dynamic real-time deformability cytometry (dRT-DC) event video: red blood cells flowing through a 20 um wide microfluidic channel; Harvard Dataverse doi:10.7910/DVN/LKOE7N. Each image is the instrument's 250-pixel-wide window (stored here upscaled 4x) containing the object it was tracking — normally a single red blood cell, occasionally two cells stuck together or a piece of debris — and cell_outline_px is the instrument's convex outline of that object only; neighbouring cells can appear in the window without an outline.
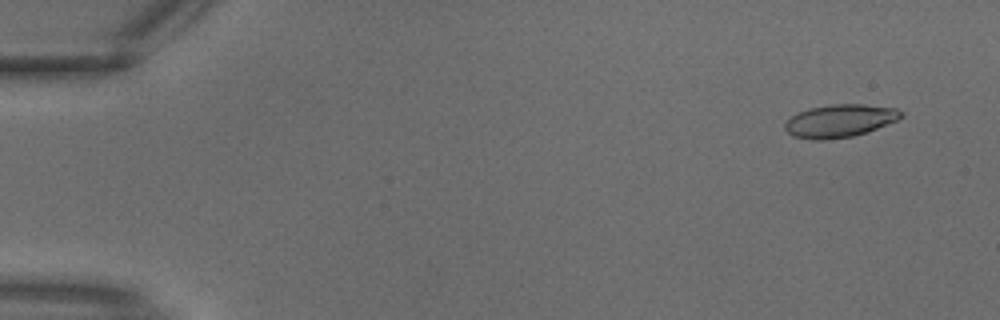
{"species": "common noctule bat (a hibernating species)", "species_latin": "Nyctalus noctula", "temperature_condition": "warm", "stored_images_in_passage": 3, "camera_frame_rate_fps": 3000, "um_per_image_px": 0.085, "animal": {"sex": "male", "body_mass_g": 18.8}, "frame": {"image": 1, "passage_image": 1, "time_ms": 0.0, "image_size_px": [1000, 320], "cell_outline_px": [[904, 116], [896, 120], [876, 128], [852, 136], [820, 140], [812, 140], [792, 136], [784, 128], [784, 124], [792, 116], [808, 108], [832, 104], [864, 104], [896, 108], [904, 112]], "centroid_in_image_um": [71.37, 10.26], "position_along_channel_um": 13.6, "area_um2": 22.02}}
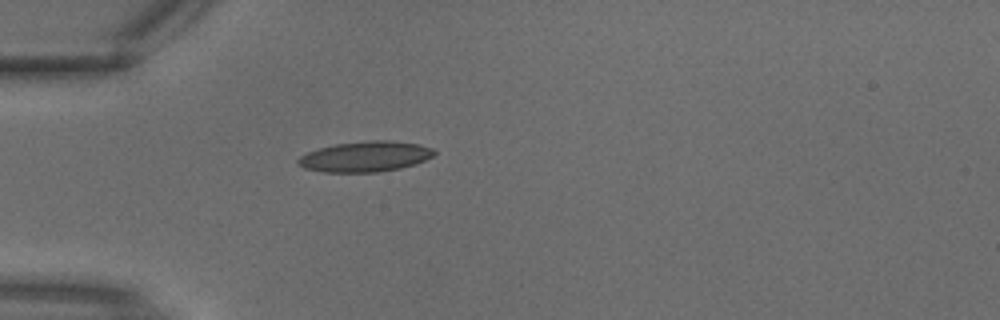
{"frame": {"image": 2, "passage_image": 3, "time_ms": 0.667, "image_size_px": [1000, 320], "cell_outline_px": [[436, 152], [432, 156], [416, 164], [400, 168], [376, 172], [324, 172], [304, 168], [296, 160], [300, 156], [308, 152], [320, 148], [336, 144], [372, 140], [388, 140], [420, 144], [432, 148]], "centroid_in_image_um": [31.06, 13.31], "position_along_channel_um": 53.9, "area_um2": 23.99}}